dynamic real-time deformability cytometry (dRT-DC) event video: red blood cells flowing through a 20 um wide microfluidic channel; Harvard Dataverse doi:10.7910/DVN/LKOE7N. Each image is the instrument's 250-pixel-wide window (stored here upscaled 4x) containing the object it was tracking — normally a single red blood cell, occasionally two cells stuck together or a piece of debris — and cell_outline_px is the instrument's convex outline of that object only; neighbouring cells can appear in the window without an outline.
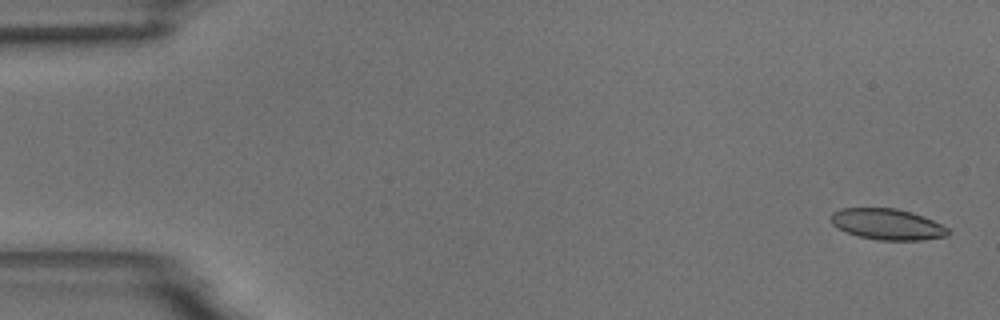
{"species": "common noctule bat (a hibernating species)", "species_latin": "Nyctalus noctula", "temperature_condition": "room temperature", "stored_images_in_passage": 55, "camera_frame_rate_fps": 3000, "um_per_image_px": 0.085, "animal": {"sex": "male", "body_mass_g": 18.8}, "frame": {"image": 1, "passage_image": 2, "time_ms": 0.333, "image_size_px": [1000, 320], "cell_outline_px": [[948, 236], [920, 240], [880, 240], [860, 236], [844, 232], [832, 224], [832, 212], [840, 208], [896, 208], [912, 212], [932, 220], [948, 228]], "centroid_in_image_um": [75.4, 19.06], "position_along_channel_um": 9.6, "area_um2": 21.04}}
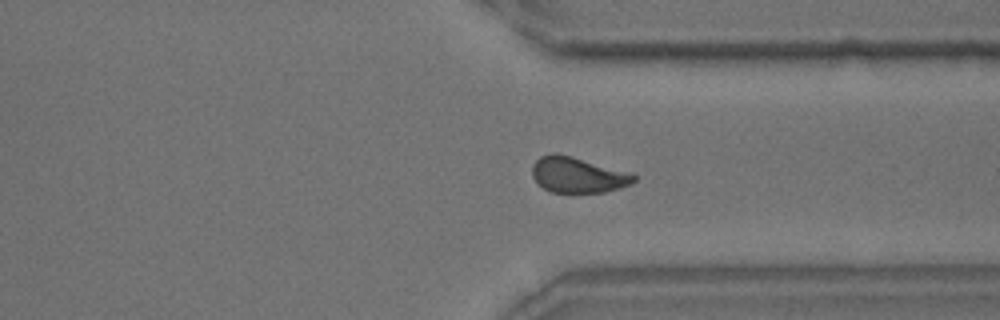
{"frame": {"image": 2, "passage_image": 42, "time_ms": 13.667, "image_size_px": [1000, 320], "cell_outline_px": [[636, 180], [632, 184], [620, 188], [604, 192], [548, 192], [536, 184], [532, 176], [532, 164], [540, 156], [552, 152], [556, 152], [572, 156], [632, 172], [636, 176]], "centroid_in_image_um": [49.1, 14.86], "position_along_channel_um": 362.3, "area_um2": 21.62}}
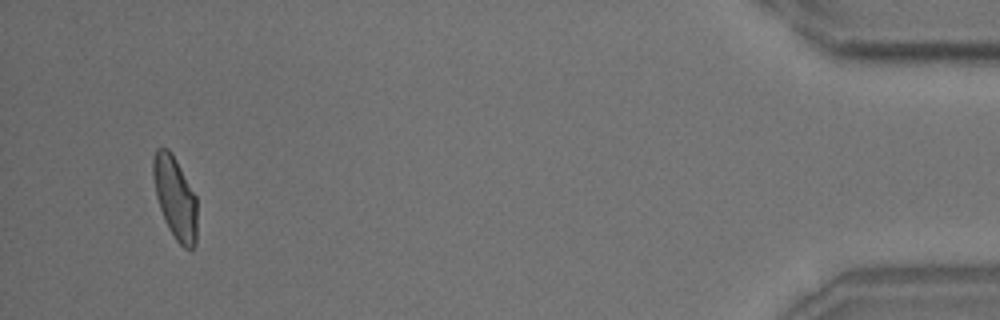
{"frame": {"image": 3, "passage_image": 53, "time_ms": 17.333, "image_size_px": [1000, 320], "cell_outline_px": [[196, 244], [192, 248], [184, 248], [176, 240], [168, 228], [160, 208], [156, 196], [152, 176], [152, 160], [156, 148], [168, 148], [172, 152], [196, 196]], "centroid_in_image_um": [14.87, 16.78], "position_along_channel_um": 420.3, "area_um2": 21.1}, "authors_computed_cell_mechanics": {"area_um2": 21.5594, "velocity_mm_per_s": 3.6601, "shape_relaxation_time_tau1_ms": 4.4708, "shape_relaxation_time_tau2_ms": 1.1109, "deformation_change_tau1": 0.1392, "deformation_change_tau2": 0.0591}}